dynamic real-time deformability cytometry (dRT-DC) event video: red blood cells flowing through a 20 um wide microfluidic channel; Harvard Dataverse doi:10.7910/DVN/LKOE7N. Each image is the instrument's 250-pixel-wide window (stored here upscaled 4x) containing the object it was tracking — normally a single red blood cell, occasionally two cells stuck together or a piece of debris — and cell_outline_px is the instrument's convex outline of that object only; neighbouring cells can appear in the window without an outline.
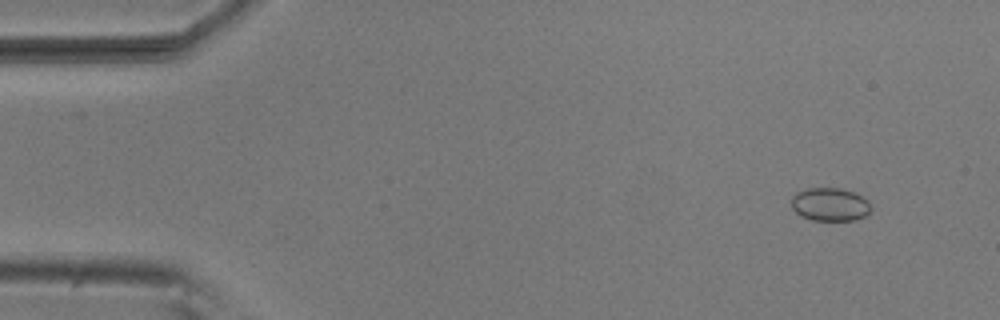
{"species": "common noctule bat (a hibernating species)", "species_latin": "Nyctalus noctula", "temperature_condition": "room temperature", "stored_images_in_passage": 5, "camera_frame_rate_fps": 3000, "um_per_image_px": 0.085, "animal": {"sex": "male", "body_mass_g": 20.5, "forearm_length_mm": 52.5}, "frame": {"image": 1, "passage_image": 1, "time_ms": 0.0, "image_size_px": [1000, 320], "cell_outline_px": [[872, 208], [868, 216], [856, 220], [812, 220], [800, 216], [792, 208], [792, 196], [796, 192], [808, 188], [840, 188], [856, 192], [868, 200]], "centroid_in_image_um": [70.59, 17.38], "position_along_channel_um": 14.4, "area_um2": 15.72}}
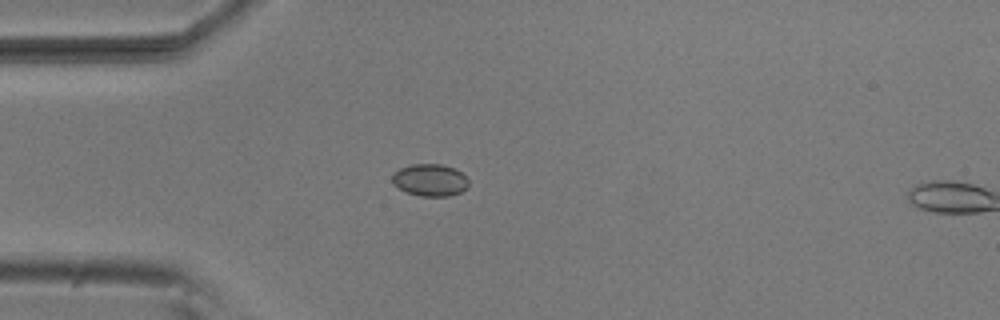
{"frame": {"image": 2, "passage_image": 4, "time_ms": 1.0, "image_size_px": [1000, 320], "cell_outline_px": [[468, 188], [460, 192], [448, 196], [420, 196], [408, 192], [400, 188], [392, 180], [392, 176], [400, 168], [412, 164], [440, 164], [456, 168], [468, 180]], "centroid_in_image_um": [36.59, 15.3], "position_along_channel_um": 48.4, "area_um2": 14.1}}